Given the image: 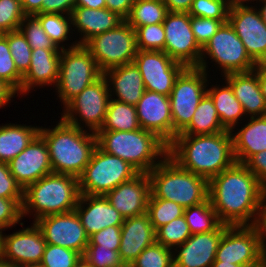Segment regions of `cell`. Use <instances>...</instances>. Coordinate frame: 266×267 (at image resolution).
Segmentation results:
<instances>
[{
	"label": "cell",
	"mask_w": 266,
	"mask_h": 267,
	"mask_svg": "<svg viewBox=\"0 0 266 267\" xmlns=\"http://www.w3.org/2000/svg\"><path fill=\"white\" fill-rule=\"evenodd\" d=\"M266 191L257 177L235 162L208 181V198L222 224L251 226Z\"/></svg>",
	"instance_id": "1"
},
{
	"label": "cell",
	"mask_w": 266,
	"mask_h": 267,
	"mask_svg": "<svg viewBox=\"0 0 266 267\" xmlns=\"http://www.w3.org/2000/svg\"><path fill=\"white\" fill-rule=\"evenodd\" d=\"M168 156L181 168L208 181L235 162L230 130L214 134H178L168 145Z\"/></svg>",
	"instance_id": "2"
},
{
	"label": "cell",
	"mask_w": 266,
	"mask_h": 267,
	"mask_svg": "<svg viewBox=\"0 0 266 267\" xmlns=\"http://www.w3.org/2000/svg\"><path fill=\"white\" fill-rule=\"evenodd\" d=\"M39 134L47 143L52 171L77 178L97 146L96 133L75 127L61 117L52 129L41 126Z\"/></svg>",
	"instance_id": "3"
},
{
	"label": "cell",
	"mask_w": 266,
	"mask_h": 267,
	"mask_svg": "<svg viewBox=\"0 0 266 267\" xmlns=\"http://www.w3.org/2000/svg\"><path fill=\"white\" fill-rule=\"evenodd\" d=\"M96 137L97 146L102 151L125 160L139 173H149L168 155V145L155 133L142 128L99 130Z\"/></svg>",
	"instance_id": "4"
},
{
	"label": "cell",
	"mask_w": 266,
	"mask_h": 267,
	"mask_svg": "<svg viewBox=\"0 0 266 267\" xmlns=\"http://www.w3.org/2000/svg\"><path fill=\"white\" fill-rule=\"evenodd\" d=\"M79 196L77 177L52 172L23 190L22 216L34 214V223L48 215L74 211Z\"/></svg>",
	"instance_id": "5"
},
{
	"label": "cell",
	"mask_w": 266,
	"mask_h": 267,
	"mask_svg": "<svg viewBox=\"0 0 266 267\" xmlns=\"http://www.w3.org/2000/svg\"><path fill=\"white\" fill-rule=\"evenodd\" d=\"M150 195L174 201L183 208L208 199V180L181 168L168 155L149 173Z\"/></svg>",
	"instance_id": "6"
},
{
	"label": "cell",
	"mask_w": 266,
	"mask_h": 267,
	"mask_svg": "<svg viewBox=\"0 0 266 267\" xmlns=\"http://www.w3.org/2000/svg\"><path fill=\"white\" fill-rule=\"evenodd\" d=\"M61 50L59 78L55 90L63 108L83 89L98 80L103 73L92 54L77 40Z\"/></svg>",
	"instance_id": "7"
},
{
	"label": "cell",
	"mask_w": 266,
	"mask_h": 267,
	"mask_svg": "<svg viewBox=\"0 0 266 267\" xmlns=\"http://www.w3.org/2000/svg\"><path fill=\"white\" fill-rule=\"evenodd\" d=\"M138 174L125 160L105 153L96 146L89 163L78 177L79 191L84 195H105Z\"/></svg>",
	"instance_id": "8"
},
{
	"label": "cell",
	"mask_w": 266,
	"mask_h": 267,
	"mask_svg": "<svg viewBox=\"0 0 266 267\" xmlns=\"http://www.w3.org/2000/svg\"><path fill=\"white\" fill-rule=\"evenodd\" d=\"M205 58H210L211 62H215L214 64L221 69L223 76L230 73L253 71L257 66L247 54L243 42L229 22L223 23L202 48L198 68L208 74L209 68Z\"/></svg>",
	"instance_id": "9"
},
{
	"label": "cell",
	"mask_w": 266,
	"mask_h": 267,
	"mask_svg": "<svg viewBox=\"0 0 266 267\" xmlns=\"http://www.w3.org/2000/svg\"><path fill=\"white\" fill-rule=\"evenodd\" d=\"M83 46L92 54L102 73L133 63L138 51L135 29L125 20L112 30L94 36Z\"/></svg>",
	"instance_id": "10"
},
{
	"label": "cell",
	"mask_w": 266,
	"mask_h": 267,
	"mask_svg": "<svg viewBox=\"0 0 266 267\" xmlns=\"http://www.w3.org/2000/svg\"><path fill=\"white\" fill-rule=\"evenodd\" d=\"M209 74L198 67H186L177 77L169 95L173 140L189 124L200 100L207 93Z\"/></svg>",
	"instance_id": "11"
},
{
	"label": "cell",
	"mask_w": 266,
	"mask_h": 267,
	"mask_svg": "<svg viewBox=\"0 0 266 267\" xmlns=\"http://www.w3.org/2000/svg\"><path fill=\"white\" fill-rule=\"evenodd\" d=\"M109 100L108 83L102 75L64 107L61 118L75 127L85 130V126L86 130L97 133L104 124Z\"/></svg>",
	"instance_id": "12"
},
{
	"label": "cell",
	"mask_w": 266,
	"mask_h": 267,
	"mask_svg": "<svg viewBox=\"0 0 266 267\" xmlns=\"http://www.w3.org/2000/svg\"><path fill=\"white\" fill-rule=\"evenodd\" d=\"M164 52L186 67H198L202 48L195 40L188 12H168L163 21Z\"/></svg>",
	"instance_id": "13"
},
{
	"label": "cell",
	"mask_w": 266,
	"mask_h": 267,
	"mask_svg": "<svg viewBox=\"0 0 266 267\" xmlns=\"http://www.w3.org/2000/svg\"><path fill=\"white\" fill-rule=\"evenodd\" d=\"M264 253L251 226H229L223 233L215 261L246 267H263Z\"/></svg>",
	"instance_id": "14"
},
{
	"label": "cell",
	"mask_w": 266,
	"mask_h": 267,
	"mask_svg": "<svg viewBox=\"0 0 266 267\" xmlns=\"http://www.w3.org/2000/svg\"><path fill=\"white\" fill-rule=\"evenodd\" d=\"M257 8L247 4L231 6L228 22L250 58L256 64H266V25Z\"/></svg>",
	"instance_id": "15"
},
{
	"label": "cell",
	"mask_w": 266,
	"mask_h": 267,
	"mask_svg": "<svg viewBox=\"0 0 266 267\" xmlns=\"http://www.w3.org/2000/svg\"><path fill=\"white\" fill-rule=\"evenodd\" d=\"M135 65L142 75L145 89L169 96L185 65L170 58L164 51L138 50Z\"/></svg>",
	"instance_id": "16"
},
{
	"label": "cell",
	"mask_w": 266,
	"mask_h": 267,
	"mask_svg": "<svg viewBox=\"0 0 266 267\" xmlns=\"http://www.w3.org/2000/svg\"><path fill=\"white\" fill-rule=\"evenodd\" d=\"M34 223L41 230L47 244L74 250L83 257L89 243V237L75 210L63 214L48 215Z\"/></svg>",
	"instance_id": "17"
},
{
	"label": "cell",
	"mask_w": 266,
	"mask_h": 267,
	"mask_svg": "<svg viewBox=\"0 0 266 267\" xmlns=\"http://www.w3.org/2000/svg\"><path fill=\"white\" fill-rule=\"evenodd\" d=\"M8 167L23 190L52 173L49 150L44 138L38 134L22 152L8 163Z\"/></svg>",
	"instance_id": "18"
},
{
	"label": "cell",
	"mask_w": 266,
	"mask_h": 267,
	"mask_svg": "<svg viewBox=\"0 0 266 267\" xmlns=\"http://www.w3.org/2000/svg\"><path fill=\"white\" fill-rule=\"evenodd\" d=\"M12 234L3 235L0 257L17 266L40 264L47 245L35 223Z\"/></svg>",
	"instance_id": "19"
},
{
	"label": "cell",
	"mask_w": 266,
	"mask_h": 267,
	"mask_svg": "<svg viewBox=\"0 0 266 267\" xmlns=\"http://www.w3.org/2000/svg\"><path fill=\"white\" fill-rule=\"evenodd\" d=\"M142 129L155 133L167 145L173 141V120L169 96L145 90L136 105Z\"/></svg>",
	"instance_id": "20"
},
{
	"label": "cell",
	"mask_w": 266,
	"mask_h": 267,
	"mask_svg": "<svg viewBox=\"0 0 266 267\" xmlns=\"http://www.w3.org/2000/svg\"><path fill=\"white\" fill-rule=\"evenodd\" d=\"M228 227L221 224L214 231L192 234L173 250L174 267H211L220 239Z\"/></svg>",
	"instance_id": "21"
},
{
	"label": "cell",
	"mask_w": 266,
	"mask_h": 267,
	"mask_svg": "<svg viewBox=\"0 0 266 267\" xmlns=\"http://www.w3.org/2000/svg\"><path fill=\"white\" fill-rule=\"evenodd\" d=\"M150 194L148 173H139L104 196L121 216L127 219L146 213Z\"/></svg>",
	"instance_id": "22"
},
{
	"label": "cell",
	"mask_w": 266,
	"mask_h": 267,
	"mask_svg": "<svg viewBox=\"0 0 266 267\" xmlns=\"http://www.w3.org/2000/svg\"><path fill=\"white\" fill-rule=\"evenodd\" d=\"M75 211L88 237L110 226H122L124 222L104 195L80 194Z\"/></svg>",
	"instance_id": "23"
},
{
	"label": "cell",
	"mask_w": 266,
	"mask_h": 267,
	"mask_svg": "<svg viewBox=\"0 0 266 267\" xmlns=\"http://www.w3.org/2000/svg\"><path fill=\"white\" fill-rule=\"evenodd\" d=\"M155 241V230L147 213L124 219L119 248L122 262L130 265L146 247Z\"/></svg>",
	"instance_id": "24"
},
{
	"label": "cell",
	"mask_w": 266,
	"mask_h": 267,
	"mask_svg": "<svg viewBox=\"0 0 266 267\" xmlns=\"http://www.w3.org/2000/svg\"><path fill=\"white\" fill-rule=\"evenodd\" d=\"M61 49L32 50L29 70L23 76L20 95L30 93L37 86H55L59 78Z\"/></svg>",
	"instance_id": "25"
},
{
	"label": "cell",
	"mask_w": 266,
	"mask_h": 267,
	"mask_svg": "<svg viewBox=\"0 0 266 267\" xmlns=\"http://www.w3.org/2000/svg\"><path fill=\"white\" fill-rule=\"evenodd\" d=\"M103 76L108 83L110 98L129 105L136 106L146 90L142 75L134 62L111 68Z\"/></svg>",
	"instance_id": "26"
},
{
	"label": "cell",
	"mask_w": 266,
	"mask_h": 267,
	"mask_svg": "<svg viewBox=\"0 0 266 267\" xmlns=\"http://www.w3.org/2000/svg\"><path fill=\"white\" fill-rule=\"evenodd\" d=\"M241 103L246 117L266 115V100L258 81V64L253 71L230 73L222 76Z\"/></svg>",
	"instance_id": "27"
},
{
	"label": "cell",
	"mask_w": 266,
	"mask_h": 267,
	"mask_svg": "<svg viewBox=\"0 0 266 267\" xmlns=\"http://www.w3.org/2000/svg\"><path fill=\"white\" fill-rule=\"evenodd\" d=\"M72 32L80 33L78 45H84L96 35L102 34L117 27L124 21L117 13L107 8L89 9L82 6H75L71 13Z\"/></svg>",
	"instance_id": "28"
},
{
	"label": "cell",
	"mask_w": 266,
	"mask_h": 267,
	"mask_svg": "<svg viewBox=\"0 0 266 267\" xmlns=\"http://www.w3.org/2000/svg\"><path fill=\"white\" fill-rule=\"evenodd\" d=\"M248 120L238 132L231 131L233 152L238 163H244L251 155L266 150V115Z\"/></svg>",
	"instance_id": "29"
},
{
	"label": "cell",
	"mask_w": 266,
	"mask_h": 267,
	"mask_svg": "<svg viewBox=\"0 0 266 267\" xmlns=\"http://www.w3.org/2000/svg\"><path fill=\"white\" fill-rule=\"evenodd\" d=\"M40 127L21 124L0 126V162L9 163L39 134Z\"/></svg>",
	"instance_id": "30"
},
{
	"label": "cell",
	"mask_w": 266,
	"mask_h": 267,
	"mask_svg": "<svg viewBox=\"0 0 266 267\" xmlns=\"http://www.w3.org/2000/svg\"><path fill=\"white\" fill-rule=\"evenodd\" d=\"M224 86L212 85L211 88L207 87V94L214 102L217 114L220 118L221 124L230 131L235 132V128L245 115L243 107L239 100L234 96L231 86L224 82ZM214 86V87H213Z\"/></svg>",
	"instance_id": "31"
},
{
	"label": "cell",
	"mask_w": 266,
	"mask_h": 267,
	"mask_svg": "<svg viewBox=\"0 0 266 267\" xmlns=\"http://www.w3.org/2000/svg\"><path fill=\"white\" fill-rule=\"evenodd\" d=\"M226 130L221 124L213 100L206 93L200 100L190 124L180 134L205 135Z\"/></svg>",
	"instance_id": "32"
},
{
	"label": "cell",
	"mask_w": 266,
	"mask_h": 267,
	"mask_svg": "<svg viewBox=\"0 0 266 267\" xmlns=\"http://www.w3.org/2000/svg\"><path fill=\"white\" fill-rule=\"evenodd\" d=\"M140 128L136 106L110 98L101 130L133 131Z\"/></svg>",
	"instance_id": "33"
},
{
	"label": "cell",
	"mask_w": 266,
	"mask_h": 267,
	"mask_svg": "<svg viewBox=\"0 0 266 267\" xmlns=\"http://www.w3.org/2000/svg\"><path fill=\"white\" fill-rule=\"evenodd\" d=\"M183 216L191 234L214 231L222 224L209 198L198 205L185 208Z\"/></svg>",
	"instance_id": "34"
},
{
	"label": "cell",
	"mask_w": 266,
	"mask_h": 267,
	"mask_svg": "<svg viewBox=\"0 0 266 267\" xmlns=\"http://www.w3.org/2000/svg\"><path fill=\"white\" fill-rule=\"evenodd\" d=\"M168 12L164 2L135 0L125 21L136 29L137 27L163 23Z\"/></svg>",
	"instance_id": "35"
},
{
	"label": "cell",
	"mask_w": 266,
	"mask_h": 267,
	"mask_svg": "<svg viewBox=\"0 0 266 267\" xmlns=\"http://www.w3.org/2000/svg\"><path fill=\"white\" fill-rule=\"evenodd\" d=\"M65 15V16H64ZM48 37L59 49H66L63 42L68 41L73 35L71 15L55 13H37L34 15ZM71 31V32H70ZM70 33L72 35H70ZM70 36V37H69ZM69 37V38H68Z\"/></svg>",
	"instance_id": "36"
},
{
	"label": "cell",
	"mask_w": 266,
	"mask_h": 267,
	"mask_svg": "<svg viewBox=\"0 0 266 267\" xmlns=\"http://www.w3.org/2000/svg\"><path fill=\"white\" fill-rule=\"evenodd\" d=\"M184 209L174 201L153 198L151 195L147 204V215L156 231L159 227L168 224L172 220L183 216Z\"/></svg>",
	"instance_id": "37"
},
{
	"label": "cell",
	"mask_w": 266,
	"mask_h": 267,
	"mask_svg": "<svg viewBox=\"0 0 266 267\" xmlns=\"http://www.w3.org/2000/svg\"><path fill=\"white\" fill-rule=\"evenodd\" d=\"M156 242L174 250L177 246L183 244L192 234L184 216L176 218L159 227L155 231Z\"/></svg>",
	"instance_id": "38"
},
{
	"label": "cell",
	"mask_w": 266,
	"mask_h": 267,
	"mask_svg": "<svg viewBox=\"0 0 266 267\" xmlns=\"http://www.w3.org/2000/svg\"><path fill=\"white\" fill-rule=\"evenodd\" d=\"M8 41L10 53L18 72L24 76L29 70L32 49L22 32L18 30L2 34Z\"/></svg>",
	"instance_id": "39"
},
{
	"label": "cell",
	"mask_w": 266,
	"mask_h": 267,
	"mask_svg": "<svg viewBox=\"0 0 266 267\" xmlns=\"http://www.w3.org/2000/svg\"><path fill=\"white\" fill-rule=\"evenodd\" d=\"M131 267H174L173 250L156 241L146 247L130 264Z\"/></svg>",
	"instance_id": "40"
},
{
	"label": "cell",
	"mask_w": 266,
	"mask_h": 267,
	"mask_svg": "<svg viewBox=\"0 0 266 267\" xmlns=\"http://www.w3.org/2000/svg\"><path fill=\"white\" fill-rule=\"evenodd\" d=\"M19 30L25 36L32 50L37 48L59 49L45 33L39 20L33 15H26L23 18Z\"/></svg>",
	"instance_id": "41"
},
{
	"label": "cell",
	"mask_w": 266,
	"mask_h": 267,
	"mask_svg": "<svg viewBox=\"0 0 266 267\" xmlns=\"http://www.w3.org/2000/svg\"><path fill=\"white\" fill-rule=\"evenodd\" d=\"M23 76L16 69L7 39L0 35V80L20 95Z\"/></svg>",
	"instance_id": "42"
},
{
	"label": "cell",
	"mask_w": 266,
	"mask_h": 267,
	"mask_svg": "<svg viewBox=\"0 0 266 267\" xmlns=\"http://www.w3.org/2000/svg\"><path fill=\"white\" fill-rule=\"evenodd\" d=\"M135 33L138 50L164 51L165 30L163 23L137 27Z\"/></svg>",
	"instance_id": "43"
},
{
	"label": "cell",
	"mask_w": 266,
	"mask_h": 267,
	"mask_svg": "<svg viewBox=\"0 0 266 267\" xmlns=\"http://www.w3.org/2000/svg\"><path fill=\"white\" fill-rule=\"evenodd\" d=\"M81 258L74 250L47 244L40 264L43 267H74Z\"/></svg>",
	"instance_id": "44"
},
{
	"label": "cell",
	"mask_w": 266,
	"mask_h": 267,
	"mask_svg": "<svg viewBox=\"0 0 266 267\" xmlns=\"http://www.w3.org/2000/svg\"><path fill=\"white\" fill-rule=\"evenodd\" d=\"M230 6L224 0H193L188 14L215 20H228Z\"/></svg>",
	"instance_id": "45"
},
{
	"label": "cell",
	"mask_w": 266,
	"mask_h": 267,
	"mask_svg": "<svg viewBox=\"0 0 266 267\" xmlns=\"http://www.w3.org/2000/svg\"><path fill=\"white\" fill-rule=\"evenodd\" d=\"M25 16L21 0H0V31L2 33L18 30Z\"/></svg>",
	"instance_id": "46"
},
{
	"label": "cell",
	"mask_w": 266,
	"mask_h": 267,
	"mask_svg": "<svg viewBox=\"0 0 266 267\" xmlns=\"http://www.w3.org/2000/svg\"><path fill=\"white\" fill-rule=\"evenodd\" d=\"M92 267H124L119 251L101 248L99 245H87L83 255Z\"/></svg>",
	"instance_id": "47"
},
{
	"label": "cell",
	"mask_w": 266,
	"mask_h": 267,
	"mask_svg": "<svg viewBox=\"0 0 266 267\" xmlns=\"http://www.w3.org/2000/svg\"><path fill=\"white\" fill-rule=\"evenodd\" d=\"M225 22L228 20L191 16L192 32L199 46L203 48Z\"/></svg>",
	"instance_id": "48"
},
{
	"label": "cell",
	"mask_w": 266,
	"mask_h": 267,
	"mask_svg": "<svg viewBox=\"0 0 266 267\" xmlns=\"http://www.w3.org/2000/svg\"><path fill=\"white\" fill-rule=\"evenodd\" d=\"M23 199H6L0 197V226L5 230L14 227L17 223L23 226L22 216Z\"/></svg>",
	"instance_id": "49"
},
{
	"label": "cell",
	"mask_w": 266,
	"mask_h": 267,
	"mask_svg": "<svg viewBox=\"0 0 266 267\" xmlns=\"http://www.w3.org/2000/svg\"><path fill=\"white\" fill-rule=\"evenodd\" d=\"M120 242L121 226H110L91 235L88 245H99L101 248H110L113 251H119Z\"/></svg>",
	"instance_id": "50"
},
{
	"label": "cell",
	"mask_w": 266,
	"mask_h": 267,
	"mask_svg": "<svg viewBox=\"0 0 266 267\" xmlns=\"http://www.w3.org/2000/svg\"><path fill=\"white\" fill-rule=\"evenodd\" d=\"M0 197L23 199V189L12 176L8 164L0 162Z\"/></svg>",
	"instance_id": "51"
},
{
	"label": "cell",
	"mask_w": 266,
	"mask_h": 267,
	"mask_svg": "<svg viewBox=\"0 0 266 267\" xmlns=\"http://www.w3.org/2000/svg\"><path fill=\"white\" fill-rule=\"evenodd\" d=\"M243 164L257 177L266 191V150L251 155Z\"/></svg>",
	"instance_id": "52"
},
{
	"label": "cell",
	"mask_w": 266,
	"mask_h": 267,
	"mask_svg": "<svg viewBox=\"0 0 266 267\" xmlns=\"http://www.w3.org/2000/svg\"><path fill=\"white\" fill-rule=\"evenodd\" d=\"M251 227L257 234L258 244L263 253L266 252V196L263 198L260 208L255 215Z\"/></svg>",
	"instance_id": "53"
},
{
	"label": "cell",
	"mask_w": 266,
	"mask_h": 267,
	"mask_svg": "<svg viewBox=\"0 0 266 267\" xmlns=\"http://www.w3.org/2000/svg\"><path fill=\"white\" fill-rule=\"evenodd\" d=\"M76 0H44L42 13L71 15Z\"/></svg>",
	"instance_id": "54"
},
{
	"label": "cell",
	"mask_w": 266,
	"mask_h": 267,
	"mask_svg": "<svg viewBox=\"0 0 266 267\" xmlns=\"http://www.w3.org/2000/svg\"><path fill=\"white\" fill-rule=\"evenodd\" d=\"M135 0H106V8L124 20L128 17Z\"/></svg>",
	"instance_id": "55"
},
{
	"label": "cell",
	"mask_w": 266,
	"mask_h": 267,
	"mask_svg": "<svg viewBox=\"0 0 266 267\" xmlns=\"http://www.w3.org/2000/svg\"><path fill=\"white\" fill-rule=\"evenodd\" d=\"M169 12H188L193 0H164Z\"/></svg>",
	"instance_id": "56"
},
{
	"label": "cell",
	"mask_w": 266,
	"mask_h": 267,
	"mask_svg": "<svg viewBox=\"0 0 266 267\" xmlns=\"http://www.w3.org/2000/svg\"><path fill=\"white\" fill-rule=\"evenodd\" d=\"M16 92L4 81L0 80V108L10 104ZM12 98V99H11Z\"/></svg>",
	"instance_id": "57"
},
{
	"label": "cell",
	"mask_w": 266,
	"mask_h": 267,
	"mask_svg": "<svg viewBox=\"0 0 266 267\" xmlns=\"http://www.w3.org/2000/svg\"><path fill=\"white\" fill-rule=\"evenodd\" d=\"M44 0H21L23 11L26 15L42 13Z\"/></svg>",
	"instance_id": "58"
},
{
	"label": "cell",
	"mask_w": 266,
	"mask_h": 267,
	"mask_svg": "<svg viewBox=\"0 0 266 267\" xmlns=\"http://www.w3.org/2000/svg\"><path fill=\"white\" fill-rule=\"evenodd\" d=\"M75 6H82L89 9L106 8V0H76Z\"/></svg>",
	"instance_id": "59"
},
{
	"label": "cell",
	"mask_w": 266,
	"mask_h": 267,
	"mask_svg": "<svg viewBox=\"0 0 266 267\" xmlns=\"http://www.w3.org/2000/svg\"><path fill=\"white\" fill-rule=\"evenodd\" d=\"M258 81L266 100V64H258Z\"/></svg>",
	"instance_id": "60"
},
{
	"label": "cell",
	"mask_w": 266,
	"mask_h": 267,
	"mask_svg": "<svg viewBox=\"0 0 266 267\" xmlns=\"http://www.w3.org/2000/svg\"><path fill=\"white\" fill-rule=\"evenodd\" d=\"M211 267H246V266L232 264L224 261H214Z\"/></svg>",
	"instance_id": "61"
},
{
	"label": "cell",
	"mask_w": 266,
	"mask_h": 267,
	"mask_svg": "<svg viewBox=\"0 0 266 267\" xmlns=\"http://www.w3.org/2000/svg\"><path fill=\"white\" fill-rule=\"evenodd\" d=\"M255 1H256V3L259 2V4H260V2H261V4H262L261 6L259 5V7H261V8H258V10L261 14L262 20L264 21V23L266 25V0H255Z\"/></svg>",
	"instance_id": "62"
},
{
	"label": "cell",
	"mask_w": 266,
	"mask_h": 267,
	"mask_svg": "<svg viewBox=\"0 0 266 267\" xmlns=\"http://www.w3.org/2000/svg\"><path fill=\"white\" fill-rule=\"evenodd\" d=\"M230 7L234 5H243V4H249L252 0H224ZM248 2V3H247Z\"/></svg>",
	"instance_id": "63"
},
{
	"label": "cell",
	"mask_w": 266,
	"mask_h": 267,
	"mask_svg": "<svg viewBox=\"0 0 266 267\" xmlns=\"http://www.w3.org/2000/svg\"><path fill=\"white\" fill-rule=\"evenodd\" d=\"M74 267H92L85 259L82 257Z\"/></svg>",
	"instance_id": "64"
},
{
	"label": "cell",
	"mask_w": 266,
	"mask_h": 267,
	"mask_svg": "<svg viewBox=\"0 0 266 267\" xmlns=\"http://www.w3.org/2000/svg\"><path fill=\"white\" fill-rule=\"evenodd\" d=\"M0 267H17V265L11 262L5 261L0 257Z\"/></svg>",
	"instance_id": "65"
},
{
	"label": "cell",
	"mask_w": 266,
	"mask_h": 267,
	"mask_svg": "<svg viewBox=\"0 0 266 267\" xmlns=\"http://www.w3.org/2000/svg\"><path fill=\"white\" fill-rule=\"evenodd\" d=\"M2 231H5V229L0 226V254H1L2 246H3V232Z\"/></svg>",
	"instance_id": "66"
},
{
	"label": "cell",
	"mask_w": 266,
	"mask_h": 267,
	"mask_svg": "<svg viewBox=\"0 0 266 267\" xmlns=\"http://www.w3.org/2000/svg\"><path fill=\"white\" fill-rule=\"evenodd\" d=\"M17 267H43L41 264H29V265H21Z\"/></svg>",
	"instance_id": "67"
},
{
	"label": "cell",
	"mask_w": 266,
	"mask_h": 267,
	"mask_svg": "<svg viewBox=\"0 0 266 267\" xmlns=\"http://www.w3.org/2000/svg\"><path fill=\"white\" fill-rule=\"evenodd\" d=\"M263 266L266 267V252L264 253Z\"/></svg>",
	"instance_id": "68"
},
{
	"label": "cell",
	"mask_w": 266,
	"mask_h": 267,
	"mask_svg": "<svg viewBox=\"0 0 266 267\" xmlns=\"http://www.w3.org/2000/svg\"><path fill=\"white\" fill-rule=\"evenodd\" d=\"M144 1H156V2H163L164 0H144Z\"/></svg>",
	"instance_id": "69"
}]
</instances>
